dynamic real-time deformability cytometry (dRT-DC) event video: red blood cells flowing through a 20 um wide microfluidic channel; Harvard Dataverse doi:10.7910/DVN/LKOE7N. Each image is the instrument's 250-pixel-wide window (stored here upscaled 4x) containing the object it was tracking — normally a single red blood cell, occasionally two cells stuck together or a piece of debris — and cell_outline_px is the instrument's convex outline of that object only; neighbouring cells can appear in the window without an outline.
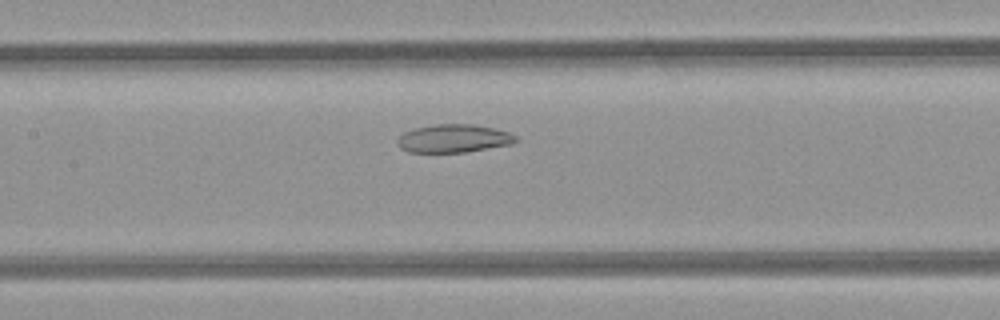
{"species": "common noctule bat (a hibernating species)", "species_latin": "Nyctalus noctula", "temperature_condition": "room temperature", "stored_images_in_passage": 38, "camera_frame_rate_fps": 3000, "um_per_image_px": 0.085, "animal": {"sex": "female", "body_mass_g": 21.9}, "frame": {"image": 1, "passage_image": 11, "time_ms": 3.333, "image_size_px": [1000, 320], "cell_outline_px": [[520, 140], [508, 144], [464, 152], [408, 152], [400, 148], [396, 140], [404, 132], [416, 128], [436, 124], [472, 124], [496, 128], [508, 132], [516, 136]], "centroid_in_image_um": [38.55, 11.76], "position_along_channel_um": 168.9, "area_um2": 19.25}}
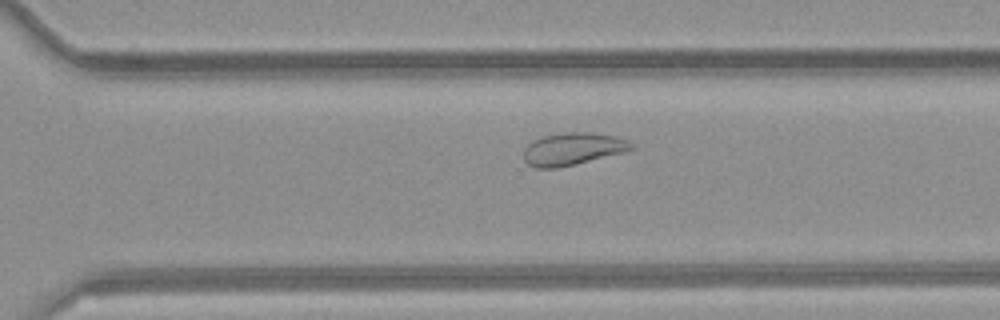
{"frame": {"image": 2, "passage_image": 22, "time_ms": 7.0, "image_size_px": [1000, 320], "cell_outline_px": [[636, 148], [576, 164], [556, 168], [536, 168], [528, 164], [524, 160], [524, 148], [532, 140], [544, 136], [568, 132], [592, 132], [612, 136], [628, 140]], "centroid_in_image_um": [48.64, 12.66], "position_along_channel_um": 322.0, "area_um2": 20.11}}
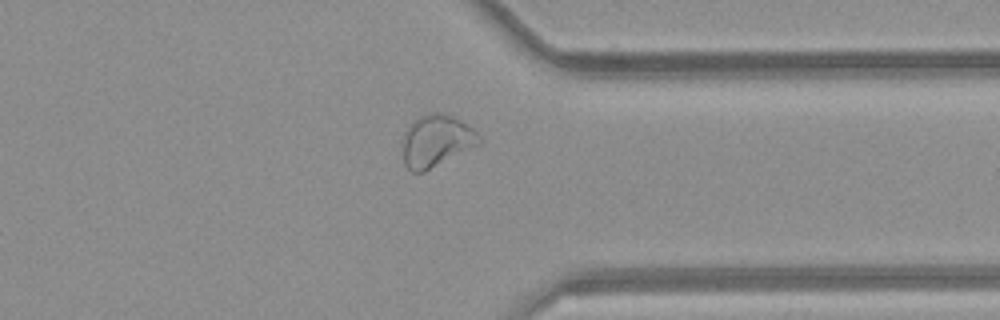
{"frame": {"image": 3, "passage_image": 26, "time_ms": 8.333, "image_size_px": [1000, 320], "cell_outline_px": [[484, 140], [480, 144], [424, 172], [412, 172], [404, 164], [400, 148], [400, 144], [404, 132], [408, 124], [412, 120], [420, 116], [432, 112], [440, 112], [452, 116], [468, 124]], "centroid_in_image_um": [37.04, 11.97], "position_along_channel_um": 374.4, "area_um2": 23.76}}